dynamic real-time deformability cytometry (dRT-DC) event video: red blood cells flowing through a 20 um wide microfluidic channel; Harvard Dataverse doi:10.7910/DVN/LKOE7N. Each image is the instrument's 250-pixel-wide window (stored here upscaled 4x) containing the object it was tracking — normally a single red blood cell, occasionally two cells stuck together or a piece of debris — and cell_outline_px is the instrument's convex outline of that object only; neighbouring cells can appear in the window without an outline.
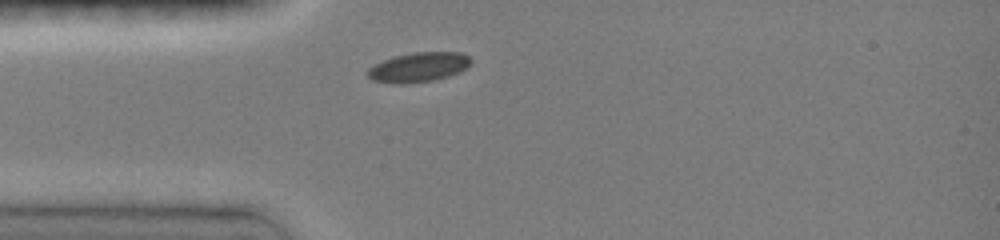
{"species": "common noctule bat (a hibernating species)", "species_latin": "Nyctalus noctula", "temperature_condition": "room temperature", "stored_images_in_passage": 30, "camera_frame_rate_fps": 3000, "um_per_image_px": 0.085, "animal": {"sex": "female", "body_mass_g": 19.0, "forearm_length_mm": 51.5}, "frame": {"image": 1, "passage_image": 1, "time_ms": 0.0, "image_size_px": [1000, 240], "cell_outline_px": [[472, 60], [460, 72], [448, 76], [432, 80], [404, 84], [396, 84], [372, 80], [364, 72], [368, 68], [384, 60], [396, 56], [412, 52], [460, 52], [468, 56]], "centroid_in_image_um": [35.54, 5.71], "position_along_channel_um": 49.5, "area_um2": 17.69}}
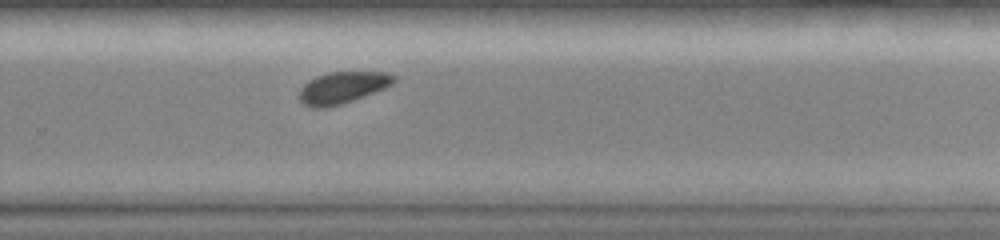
{"frame": {"image": 2, "passage_image": 20, "time_ms": 6.333, "image_size_px": [1000, 240], "cell_outline_px": [[396, 80], [392, 84], [384, 88], [352, 100], [340, 104], [324, 108], [312, 108], [304, 104], [300, 100], [300, 88], [308, 80], [316, 76], [328, 72], [388, 72], [396, 76]], "centroid_in_image_um": [29.1, 7.43], "position_along_channel_um": 300.7, "area_um2": 17.34}}
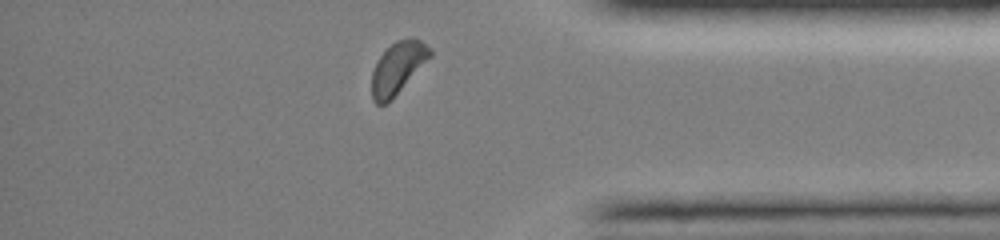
{"frame": {"image": 3, "passage_image": 28, "time_ms": 9.0, "image_size_px": [1000, 240], "cell_outline_px": [[432, 56], [392, 100], [388, 104], [376, 104], [372, 100], [372, 72], [380, 56], [396, 40], [412, 36], [420, 40], [432, 48]], "centroid_in_image_um": [33.84, 5.77], "position_along_channel_um": 401.4, "area_um2": 17.8}, "authors_computed_cell_mechanics": {"area_um2": 17.8024, "velocity_mm_per_s": 4.0643, "shape_relaxation_time_tau1_ms": 1.5499, "shape_relaxation_time_tau2_ms": null, "deformation_change_tau1": 0.0394, "deformation_change_tau2": null}}